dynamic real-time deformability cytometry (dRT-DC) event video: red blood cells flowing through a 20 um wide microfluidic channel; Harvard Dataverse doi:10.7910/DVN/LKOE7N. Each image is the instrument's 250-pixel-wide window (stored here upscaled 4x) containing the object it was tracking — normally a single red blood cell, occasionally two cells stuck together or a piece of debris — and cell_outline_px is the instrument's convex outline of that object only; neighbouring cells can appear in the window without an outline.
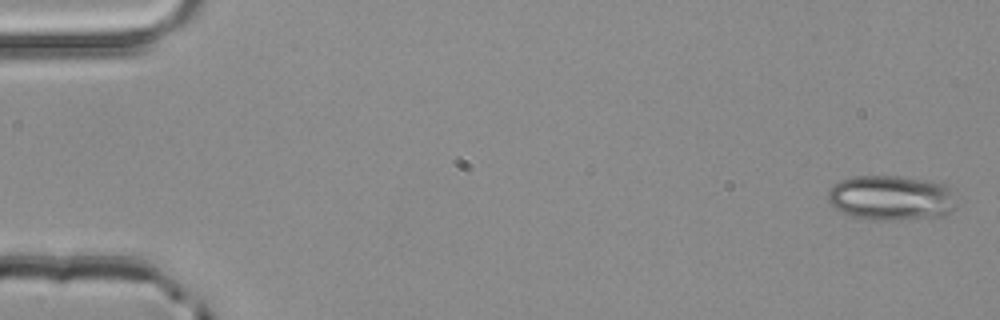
{"species": "common noctule bat (a hibernating species)", "species_latin": "Nyctalus noctula", "temperature_condition": "room temperature", "stored_images_in_passage": 4, "camera_frame_rate_fps": 3000, "um_per_image_px": 0.085, "animal": {"sex": "male", "body_mass_g": 20.4}, "frame": {"image": 1, "passage_image": 1, "time_ms": 0.0, "image_size_px": [1000, 320], "cell_outline_px": [[956, 208], [944, 216], [892, 220], [852, 216], [840, 212], [828, 204], [828, 192], [832, 184], [840, 180], [852, 176], [896, 176], [924, 180], [944, 184], [956, 192]], "centroid_in_image_um": [75.76, 16.81], "position_along_channel_um": 9.2, "area_um2": 33.93}}